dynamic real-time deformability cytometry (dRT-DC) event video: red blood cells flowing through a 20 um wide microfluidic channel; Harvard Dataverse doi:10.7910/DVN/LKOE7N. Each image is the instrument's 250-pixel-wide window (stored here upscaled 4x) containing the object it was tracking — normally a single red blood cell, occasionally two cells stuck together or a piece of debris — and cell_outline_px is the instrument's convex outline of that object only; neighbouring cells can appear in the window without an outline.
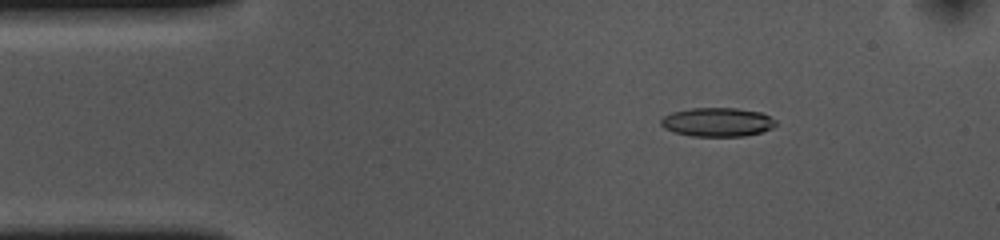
{"species": "common noctule bat (a hibernating species)", "species_latin": "Nyctalus noctula", "temperature_condition": "cold", "stored_images_in_passage": 54, "camera_frame_rate_fps": 3000, "um_per_image_px": 0.085, "animal": {"sex": "female", "body_mass_g": 10.0, "forearm_length_mm": 53.1}, "frame": {"image": 1, "passage_image": 7, "time_ms": 2.0, "image_size_px": [1000, 240], "cell_outline_px": [[776, 124], [772, 128], [760, 132], [744, 136], [692, 136], [676, 132], [664, 128], [660, 124], [660, 120], [664, 116], [672, 112], [692, 108], [736, 108], [760, 112], [776, 120]], "centroid_in_image_um": [60.97, 10.37], "position_along_channel_um": 24.0, "area_um2": 19.19}}
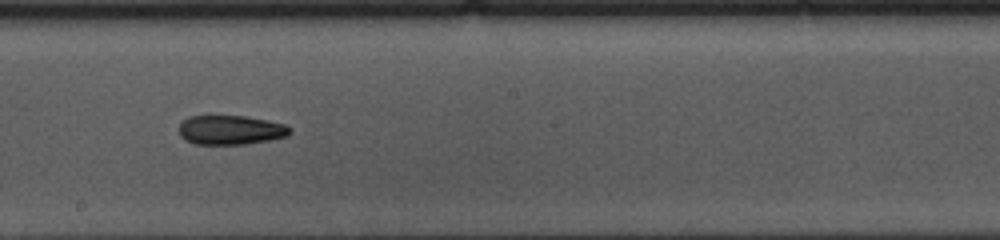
{"frame": {"image": 2, "passage_image": 28, "time_ms": 9.0, "image_size_px": [1000, 240], "cell_outline_px": [[292, 132], [288, 136], [268, 140], [244, 144], [192, 144], [184, 140], [180, 136], [180, 124], [188, 116], [208, 112], [244, 116], [268, 120], [288, 124], [292, 128]], "centroid_in_image_um": [19.58, 10.99], "position_along_channel_um": 228.6, "area_um2": 19.94}}
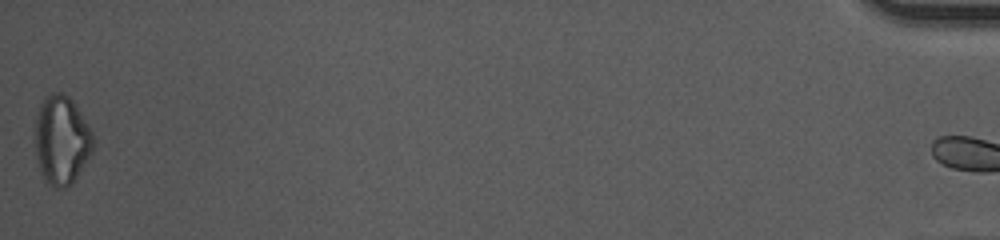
{"frame": {"image": 3, "passage_image": 53, "time_ms": 17.333, "image_size_px": [1000, 240], "cell_outline_px": [[92, 152], [72, 184], [68, 188], [56, 188], [40, 172], [36, 156], [36, 120], [40, 104], [44, 96], [52, 92], [60, 92], [68, 96], [72, 100], [80, 112], [92, 132]], "centroid_in_image_um": [5.23, 11.89], "position_along_channel_um": 430.0, "area_um2": 29.65}, "authors_computed_cell_mechanics": {"area_um2": 20.0277, "velocity_mm_per_s": 3.6617, "shape_relaxation_time_tau1_ms": 7.326, "shape_relaxation_time_tau2_ms": 7.1073, "deformation_change_tau1": 0.158, "deformation_change_tau2": 0.1636}}